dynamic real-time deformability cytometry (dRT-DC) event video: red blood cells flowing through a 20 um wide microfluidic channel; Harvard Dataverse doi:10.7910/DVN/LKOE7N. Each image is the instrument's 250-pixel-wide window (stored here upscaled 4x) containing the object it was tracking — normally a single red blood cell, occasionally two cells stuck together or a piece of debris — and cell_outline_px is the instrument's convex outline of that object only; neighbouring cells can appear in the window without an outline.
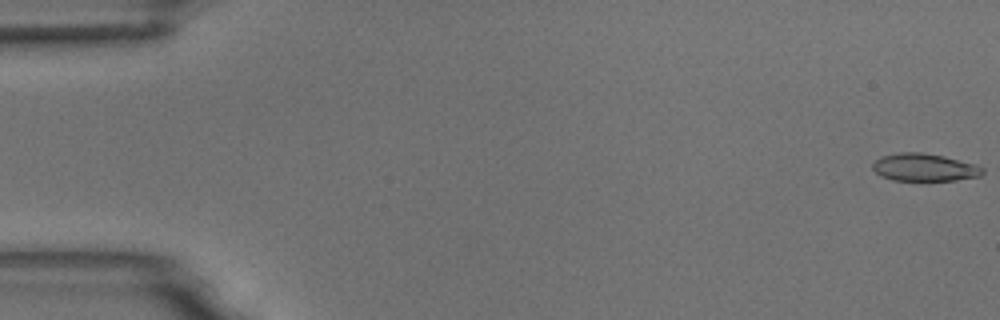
{"species": "common noctule bat (a hibernating species)", "species_latin": "Nyctalus noctula", "temperature_condition": "room temperature", "stored_images_in_passage": 5, "camera_frame_rate_fps": 3000, "um_per_image_px": 0.085, "animal": {"sex": "male", "body_mass_g": 18.8}, "frame": {"image": 1, "passage_image": 1, "time_ms": 0.0, "image_size_px": [1000, 320], "cell_outline_px": [[984, 172], [980, 176], [956, 180], [892, 180], [880, 176], [872, 168], [872, 164], [876, 160], [884, 156], [900, 152], [920, 152], [944, 156], [976, 164], [984, 168]], "centroid_in_image_um": [78.59, 14.23], "position_along_channel_um": 6.4, "area_um2": 17.63}}
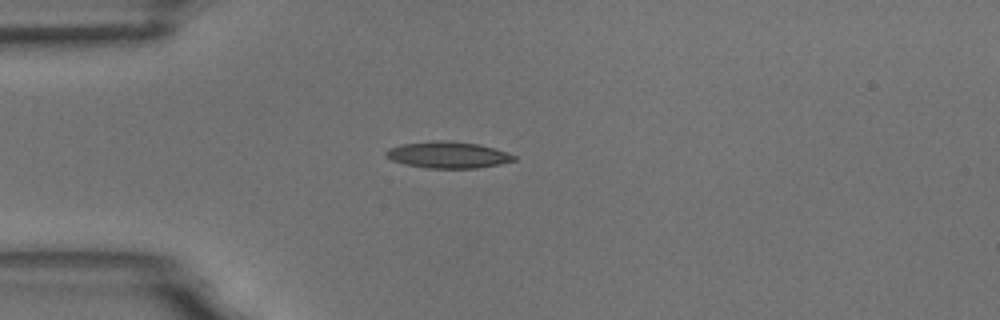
{"frame": {"image": 2, "passage_image": 5, "time_ms": 4.667, "image_size_px": [1000, 320], "cell_outline_px": [[516, 160], [500, 164], [476, 168], [424, 168], [404, 164], [392, 160], [384, 156], [384, 152], [388, 148], [400, 144], [432, 140], [448, 140], [480, 144], [516, 156]], "centroid_in_image_um": [38.0, 13.16], "position_along_channel_um": 47.0, "area_um2": 19.94}}